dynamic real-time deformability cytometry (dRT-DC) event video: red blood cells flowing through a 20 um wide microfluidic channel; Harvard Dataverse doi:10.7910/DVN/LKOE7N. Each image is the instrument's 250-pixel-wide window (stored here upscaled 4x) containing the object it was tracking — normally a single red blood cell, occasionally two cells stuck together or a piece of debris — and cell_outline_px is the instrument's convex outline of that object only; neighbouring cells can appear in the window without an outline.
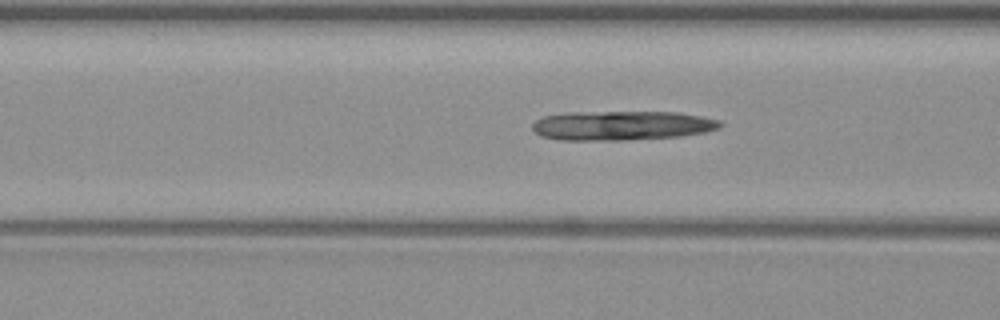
{"species": "common noctule bat (a hibernating species)", "species_latin": "Nyctalus noctula", "temperature_condition": "warm", "stored_images_in_passage": 35, "camera_frame_rate_fps": 3000, "um_per_image_px": 0.085, "animal": {"sex": "female", "body_mass_g": 19.3, "forearm_length_mm": 54.1}, "frame": {"image": 1, "passage_image": 9, "time_ms": 2.667, "image_size_px": [1000, 320], "cell_outline_px": [[724, 124], [720, 128], [704, 132], [680, 136], [628, 140], [560, 140], [540, 136], [532, 128], [532, 124], [536, 120], [544, 116], [568, 112], [676, 112], [700, 116], [720, 120]], "centroid_in_image_um": [52.85, 10.67], "position_along_channel_um": 113.7, "area_um2": 32.25}}
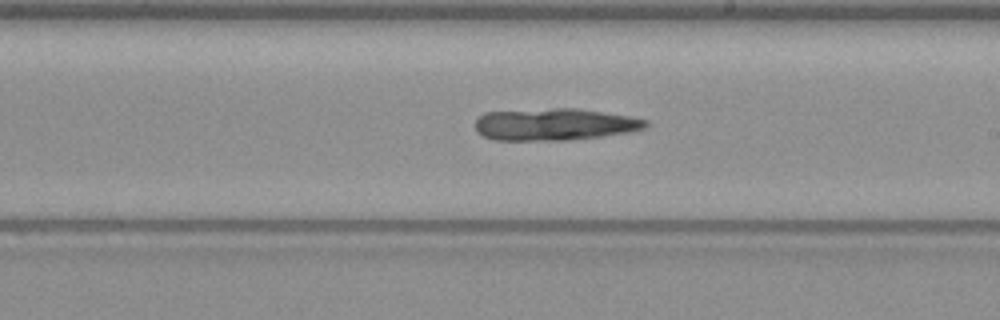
{"frame": {"image": 2, "passage_image": 19, "time_ms": 6.0, "image_size_px": [1000, 320], "cell_outline_px": [[648, 124], [644, 128], [628, 132], [604, 136], [564, 140], [496, 140], [484, 136], [476, 132], [476, 120], [484, 112], [552, 108], [576, 108], [628, 116], [648, 120]], "centroid_in_image_um": [47.11, 10.57], "position_along_channel_um": 241.9, "area_um2": 31.67}}
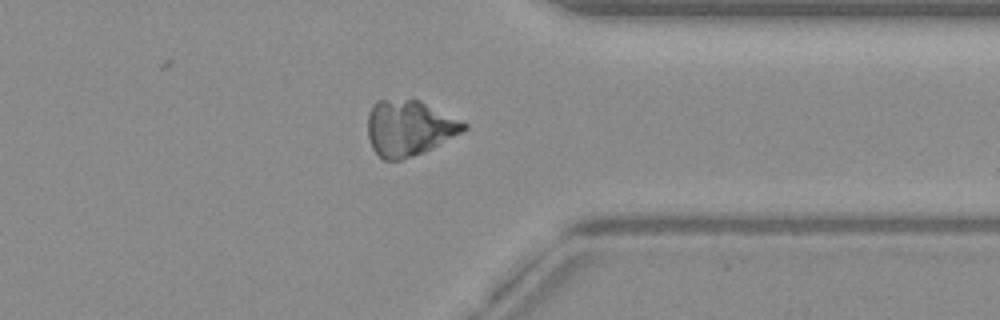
{"frame": {"image": 3, "passage_image": 30, "time_ms": 9.667, "image_size_px": [1000, 320], "cell_outline_px": [[468, 128], [432, 148], [424, 152], [400, 160], [384, 160], [372, 148], [368, 136], [368, 116], [372, 104], [376, 100], [420, 100], [464, 120], [468, 124]], "centroid_in_image_um": [34.79, 10.87], "position_along_channel_um": 376.6, "area_um2": 31.15}}